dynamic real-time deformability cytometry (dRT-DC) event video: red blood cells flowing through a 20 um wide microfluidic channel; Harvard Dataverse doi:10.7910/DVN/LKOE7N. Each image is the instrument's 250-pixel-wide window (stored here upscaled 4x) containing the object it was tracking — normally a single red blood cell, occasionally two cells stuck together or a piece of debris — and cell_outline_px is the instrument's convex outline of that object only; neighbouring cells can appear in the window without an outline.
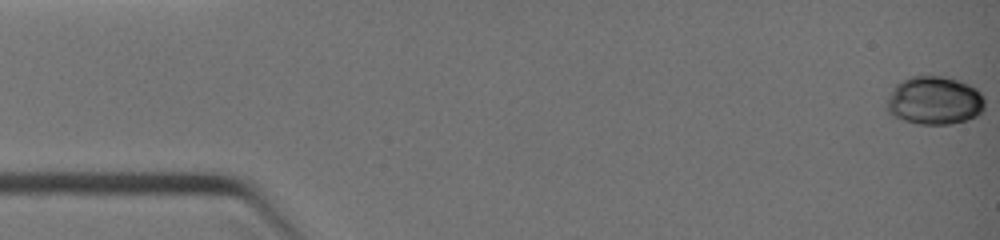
{"species": "common noctule bat (a hibernating species)", "species_latin": "Nyctalus noctula", "temperature_condition": "warm", "stored_images_in_passage": 8, "camera_frame_rate_fps": 3000, "um_per_image_px": 0.085, "animal": {"sex": "female", "body_mass_g": 19.0, "forearm_length_mm": 51.5}, "frame": {"image": 1, "passage_image": 1, "time_ms": 0.0, "image_size_px": [1000, 240], "cell_outline_px": [[984, 108], [976, 116], [952, 124], [916, 124], [892, 116], [888, 112], [888, 100], [892, 88], [900, 80], [912, 76], [944, 76], [968, 84], [976, 88], [984, 96]], "centroid_in_image_um": [79.42, 8.54], "position_along_channel_um": 5.6, "area_um2": 27.57}}
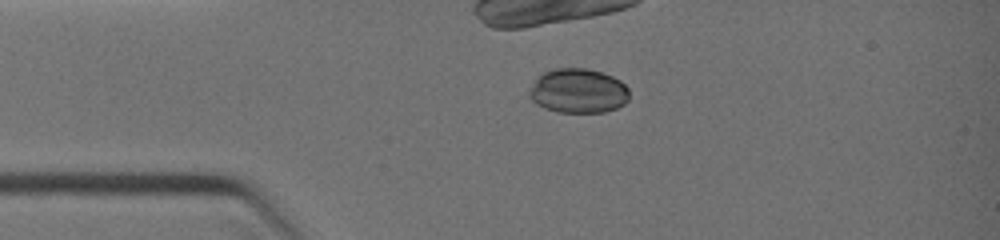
{"frame": {"image": 2, "passage_image": 7, "time_ms": 2.667, "image_size_px": [1000, 240], "cell_outline_px": [[628, 100], [624, 104], [616, 108], [604, 112], [556, 112], [544, 108], [536, 104], [528, 96], [528, 92], [536, 80], [544, 72], [556, 68], [584, 68], [600, 72], [612, 76], [620, 80], [628, 88]], "centroid_in_image_um": [49.14, 7.74], "position_along_channel_um": 35.9, "area_um2": 25.84}}